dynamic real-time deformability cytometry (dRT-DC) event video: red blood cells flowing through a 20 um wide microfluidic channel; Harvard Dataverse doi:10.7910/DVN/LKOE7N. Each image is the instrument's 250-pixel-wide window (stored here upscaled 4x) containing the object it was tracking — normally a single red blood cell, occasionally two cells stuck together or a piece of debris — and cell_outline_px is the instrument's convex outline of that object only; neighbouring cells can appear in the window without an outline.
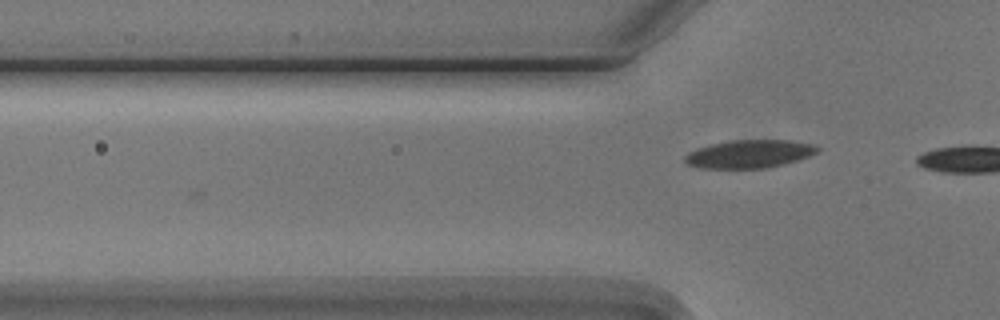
{"species": "Egyptian fruit bat (a non-hibernating species)", "species_latin": "Rousettus aegyptiacus", "temperature_condition": "cold", "stored_images_in_passage": 5, "camera_frame_rate_fps": 3000, "um_per_image_px": 0.085, "animal": {"sex": "male"}, "frame": {"image": 1, "passage_image": 5, "time_ms": 5.667, "image_size_px": [1000, 320], "cell_outline_px": [[820, 148], [816, 152], [808, 156], [784, 164], [760, 168], [700, 168], [688, 164], [684, 160], [684, 156], [688, 152], [696, 148], [712, 144], [732, 140], [788, 140], [816, 144]], "centroid_in_image_um": [63.68, 13.07], "position_along_channel_um": 62.1, "area_um2": 21.56}}